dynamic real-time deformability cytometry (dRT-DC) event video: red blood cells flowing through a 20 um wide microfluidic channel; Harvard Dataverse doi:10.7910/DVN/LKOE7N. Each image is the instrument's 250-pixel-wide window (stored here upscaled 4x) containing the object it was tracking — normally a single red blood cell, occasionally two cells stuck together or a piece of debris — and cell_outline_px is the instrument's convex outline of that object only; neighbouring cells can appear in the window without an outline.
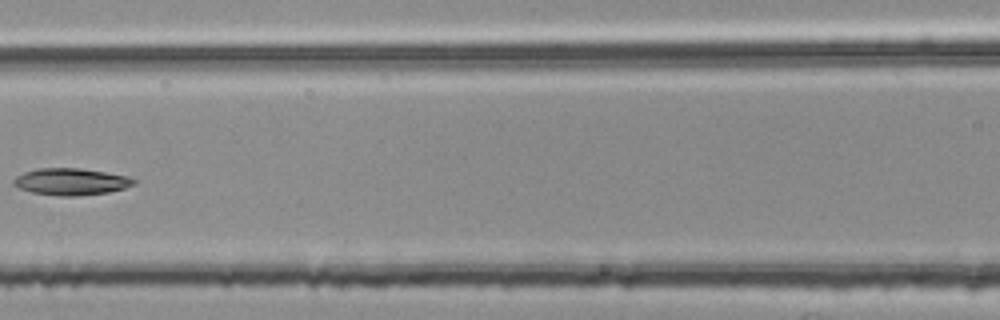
{"species": "common noctule bat (a hibernating species)", "species_latin": "Nyctalus noctula", "temperature_condition": "room temperature", "stored_images_in_passage": 6, "camera_frame_rate_fps": 3000, "um_per_image_px": 0.085, "animal": {"sex": "female", "body_mass_g": 25.1}, "frame": {"image": 1, "passage_image": 6, "time_ms": 1.667, "image_size_px": [1000, 320], "cell_outline_px": [[136, 184], [124, 188], [108, 192], [76, 196], [60, 196], [32, 192], [16, 188], [12, 184], [12, 180], [16, 176], [24, 172], [40, 168], [80, 168], [128, 176], [136, 180]], "centroid_in_image_um": [6.0, 15.44], "position_along_channel_um": 160.6, "area_um2": 18.84}}